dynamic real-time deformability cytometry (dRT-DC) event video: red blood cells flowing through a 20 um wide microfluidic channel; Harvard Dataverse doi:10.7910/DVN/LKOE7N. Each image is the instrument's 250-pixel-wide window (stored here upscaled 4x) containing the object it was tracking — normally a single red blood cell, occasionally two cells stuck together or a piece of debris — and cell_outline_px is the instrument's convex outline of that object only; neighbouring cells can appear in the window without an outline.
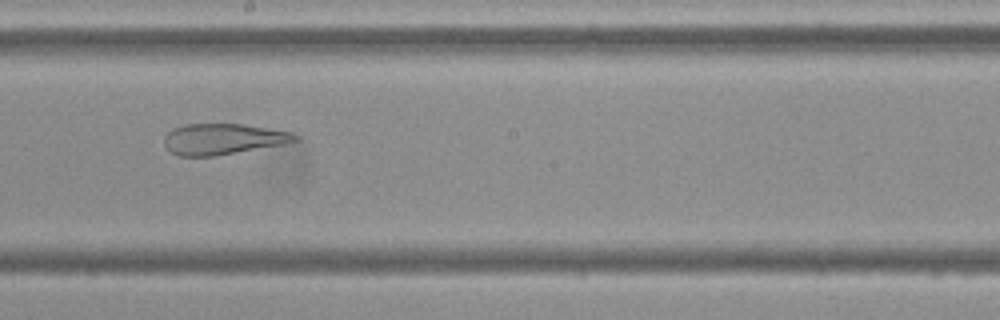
{"species": "Egyptian fruit bat (a non-hibernating species)", "species_latin": "Rousettus aegyptiacus", "temperature_condition": "cold", "stored_images_in_passage": 9, "camera_frame_rate_fps": 3000, "um_per_image_px": 0.085, "frame": {"image": 1, "passage_image": 8, "time_ms": 9.0, "image_size_px": [1000, 320], "cell_outline_px": [[300, 140], [280, 144], [212, 156], [180, 156], [172, 152], [164, 144], [164, 136], [172, 128], [184, 124], [244, 124], [292, 132], [300, 136]], "centroid_in_image_um": [18.94, 11.8], "position_along_channel_um": 229.3, "area_um2": 23.29}}